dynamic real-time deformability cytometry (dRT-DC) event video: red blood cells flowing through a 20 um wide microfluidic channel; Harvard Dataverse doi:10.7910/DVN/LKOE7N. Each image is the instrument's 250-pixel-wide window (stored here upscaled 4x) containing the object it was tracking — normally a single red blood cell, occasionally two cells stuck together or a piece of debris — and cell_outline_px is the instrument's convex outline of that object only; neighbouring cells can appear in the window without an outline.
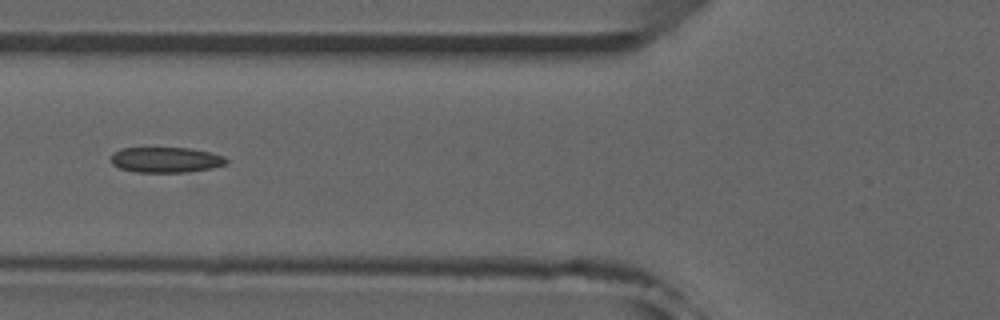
{"species": "common noctule bat (a hibernating species)", "species_latin": "Nyctalus noctula", "temperature_condition": "room temperature", "stored_images_in_passage": 43, "camera_frame_rate_fps": 3000, "um_per_image_px": 0.085, "animal": {"sex": "male", "forearm_length_mm": 52.5}, "frame": {"image": 1, "passage_image": 20, "time_ms": 6.333, "image_size_px": [1000, 320], "cell_outline_px": [[228, 164], [212, 168], [184, 172], [136, 172], [120, 168], [112, 164], [112, 152], [120, 148], [192, 148], [212, 152], [224, 156], [228, 160]], "centroid_in_image_um": [14.13, 13.57], "position_along_channel_um": 111.7, "area_um2": 17.22}}